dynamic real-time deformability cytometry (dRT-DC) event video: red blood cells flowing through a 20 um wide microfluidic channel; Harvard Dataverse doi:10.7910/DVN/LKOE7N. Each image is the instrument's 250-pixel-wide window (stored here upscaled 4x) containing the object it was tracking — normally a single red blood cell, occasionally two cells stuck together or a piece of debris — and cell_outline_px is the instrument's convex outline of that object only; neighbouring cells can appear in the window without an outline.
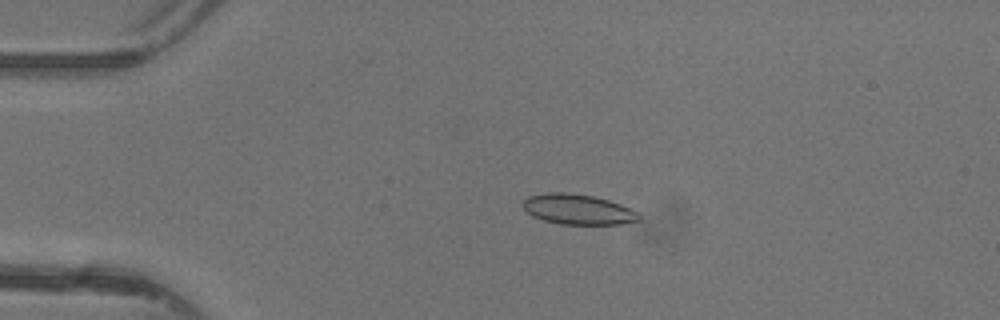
{"species": "common noctule bat (a hibernating species)", "species_latin": "Nyctalus noctula", "temperature_condition": "warm", "stored_images_in_passage": 47, "camera_frame_rate_fps": 3000, "um_per_image_px": 0.085, "animal": {"sex": "female"}, "frame": {"image": 1, "passage_image": 10, "time_ms": 3.0, "image_size_px": [1000, 320], "cell_outline_px": [[640, 220], [620, 224], [560, 224], [544, 220], [532, 216], [524, 208], [524, 200], [528, 196], [548, 192], [568, 192], [592, 196], [608, 200], [620, 204], [636, 212], [640, 216]], "centroid_in_image_um": [49.11, 17.79], "position_along_channel_um": 35.9, "area_um2": 20.23}}
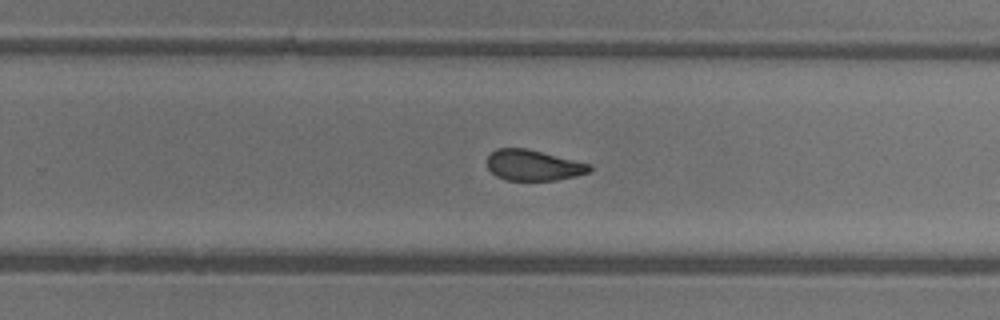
{"frame": {"image": 2, "passage_image": 30, "time_ms": 9.667, "image_size_px": [1000, 320], "cell_outline_px": [[592, 168], [588, 172], [576, 176], [556, 180], [504, 180], [496, 176], [488, 168], [488, 156], [496, 148], [528, 148], [592, 164]], "centroid_in_image_um": [45.35, 14.04], "position_along_channel_um": 284.5, "area_um2": 18.44}}
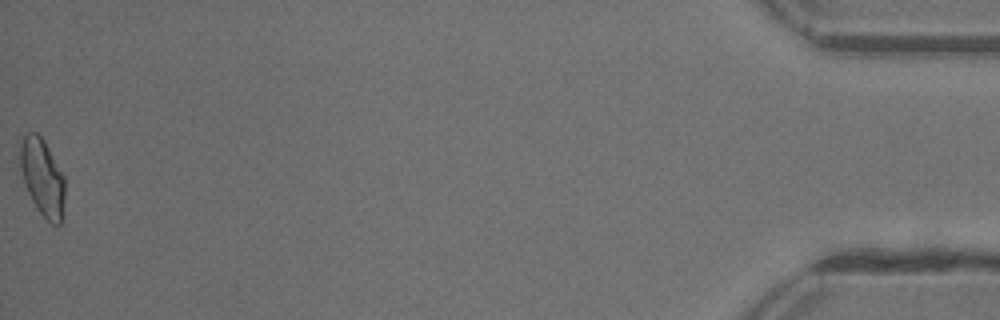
{"frame": {"image": 3, "passage_image": 47, "time_ms": 15.333, "image_size_px": [1000, 320], "cell_outline_px": [[64, 196], [60, 224], [52, 224], [36, 208], [24, 184], [20, 168], [20, 144], [24, 136], [28, 132], [36, 132], [44, 140], [64, 176]], "centroid_in_image_um": [3.58, 15.04], "position_along_channel_um": 431.6, "area_um2": 19.83}, "authors_computed_cell_mechanics": {"area_um2": 19.8832, "velocity_mm_per_s": 4.3831, "shape_relaxation_time_tau1_ms": 4.6946, "shape_relaxation_time_tau2_ms": 1.5035, "deformation_change_tau1": 0.13, "deformation_change_tau2": 0.0702}}